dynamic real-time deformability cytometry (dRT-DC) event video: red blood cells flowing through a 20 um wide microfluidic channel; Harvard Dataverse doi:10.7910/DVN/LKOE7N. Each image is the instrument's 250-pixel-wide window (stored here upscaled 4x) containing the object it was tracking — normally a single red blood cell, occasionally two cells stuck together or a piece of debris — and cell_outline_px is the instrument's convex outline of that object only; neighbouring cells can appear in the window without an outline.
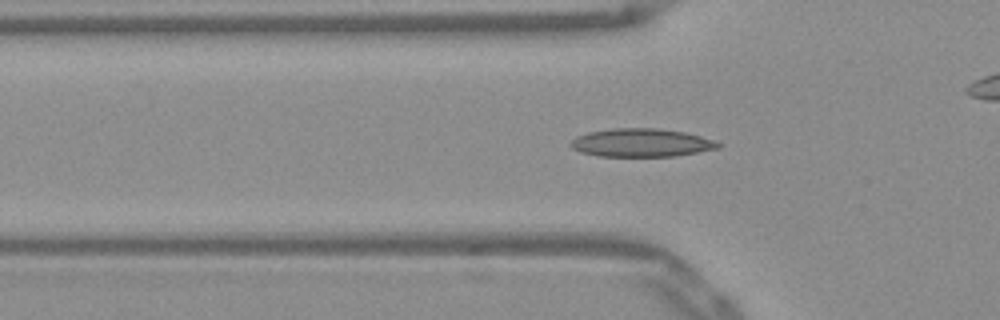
{"species": "Egyptian fruit bat (a non-hibernating species)", "species_latin": "Rousettus aegyptiacus", "temperature_condition": "warm", "stored_images_in_passage": 52, "camera_frame_rate_fps": 3000, "um_per_image_px": 0.085, "frame": {"image": 1, "passage_image": 16, "time_ms": 5.0, "image_size_px": [1000, 320], "cell_outline_px": [[720, 148], [676, 156], [600, 156], [580, 152], [572, 148], [568, 144], [576, 136], [588, 132], [612, 128], [660, 128], [688, 132], [716, 140], [720, 144]], "centroid_in_image_um": [54.54, 12.12], "position_along_channel_um": 71.3, "area_um2": 24.57}}
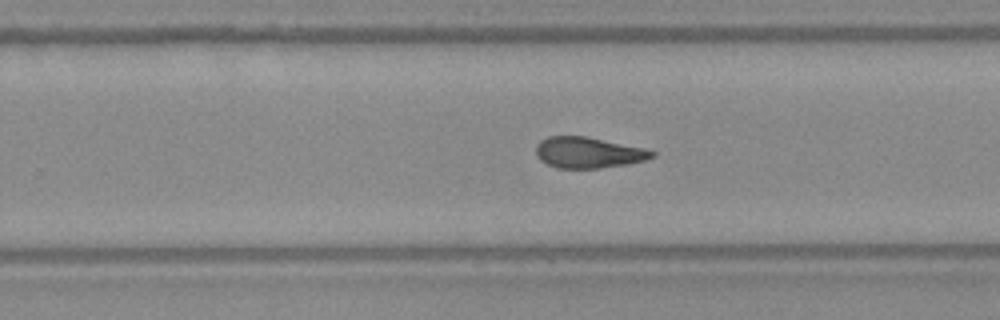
{"frame": {"image": 2, "passage_image": 32, "time_ms": 10.333, "image_size_px": [1000, 320], "cell_outline_px": [[656, 156], [644, 160], [628, 164], [600, 168], [556, 168], [540, 160], [536, 156], [536, 144], [540, 140], [548, 136], [584, 136], [644, 148], [656, 152]], "centroid_in_image_um": [49.98, 12.97], "position_along_channel_um": 279.8, "area_um2": 20.92}}
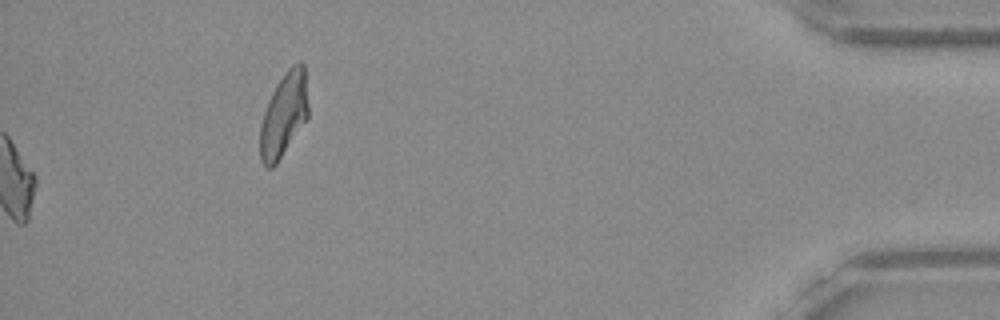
{"frame": {"image": 3, "passage_image": 52, "time_ms": 17.0, "image_size_px": [1000, 320], "cell_outline_px": [[308, 116], [276, 164], [272, 168], [268, 168], [260, 160], [260, 124], [268, 100], [276, 84], [284, 72], [292, 64], [300, 60], [304, 64], [308, 104]], "centroid_in_image_um": [24.11, 9.71], "position_along_channel_um": 411.1, "area_um2": 23.47}, "authors_computed_cell_mechanics": {"area_um2": 21.5016, "velocity_mm_per_s": 3.8923, "shape_relaxation_time_tau1_ms": 6.7891, "shape_relaxation_time_tau2_ms": 2.7561, "deformation_change_tau1": 0.194, "deformation_change_tau2": 0.0911}}